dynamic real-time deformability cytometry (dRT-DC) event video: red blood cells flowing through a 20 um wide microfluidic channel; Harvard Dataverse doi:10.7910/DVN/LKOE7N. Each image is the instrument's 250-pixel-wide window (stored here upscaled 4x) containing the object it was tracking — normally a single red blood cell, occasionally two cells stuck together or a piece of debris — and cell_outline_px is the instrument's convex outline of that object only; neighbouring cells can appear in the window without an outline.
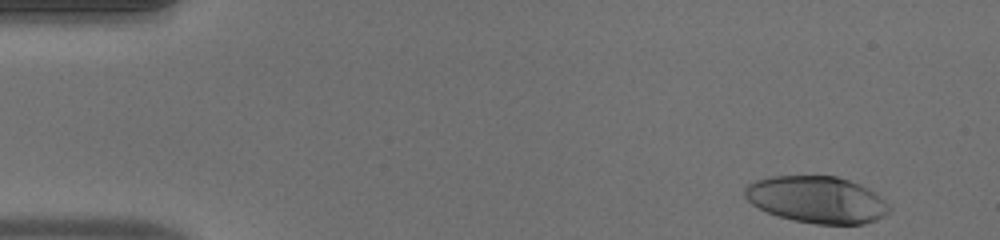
{"species": "human", "species_latin": "Homo sapiens", "temperature_condition": "warm", "stored_images_in_passage": 29, "camera_frame_rate_fps": 3000, "um_per_image_px": 0.085, "donor": {"sex": "male"}, "frame": {"image": 1, "passage_image": 1, "time_ms": 0.0, "image_size_px": [1000, 240], "cell_outline_px": [[892, 208], [884, 216], [876, 220], [864, 224], [816, 224], [792, 220], [768, 212], [752, 204], [744, 196], [744, 188], [748, 184], [756, 180], [772, 176], [836, 176], [848, 180], [868, 188], [880, 196]], "centroid_in_image_um": [69.44, 16.97], "position_along_channel_um": 15.6, "area_um2": 39.3}}
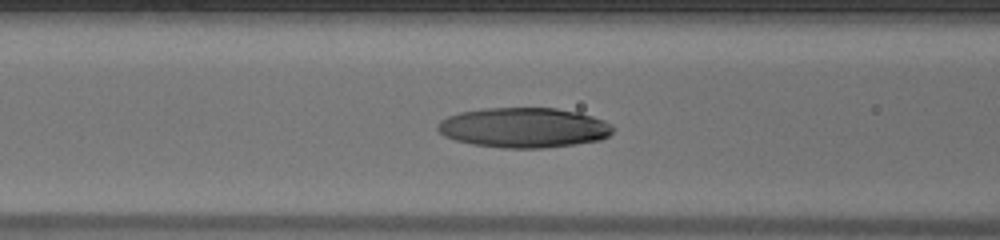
{"frame": {"image": 2, "passage_image": 18, "time_ms": 5.667, "image_size_px": [1000, 240], "cell_outline_px": [[612, 132], [608, 136], [600, 140], [576, 144], [544, 148], [504, 148], [472, 144], [456, 140], [444, 136], [436, 128], [436, 124], [440, 120], [448, 116], [460, 112], [484, 108], [556, 108], [580, 112], [604, 120], [612, 124]], "centroid_in_image_um": [44.52, 10.85], "position_along_channel_um": 122.1, "area_um2": 41.04}}
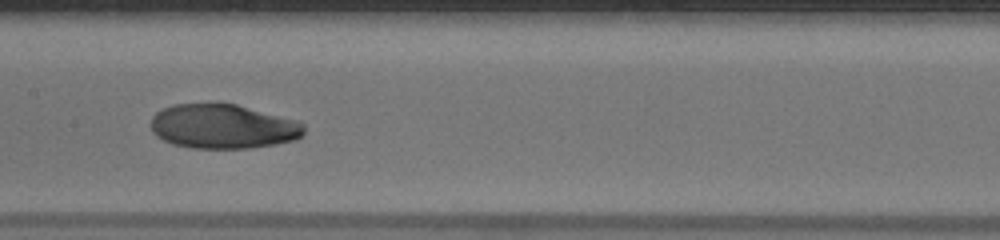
{"frame": {"image": 3, "passage_image": 23, "time_ms": 7.333, "image_size_px": [1000, 240], "cell_outline_px": [[304, 132], [296, 140], [276, 144], [248, 148], [192, 148], [172, 144], [156, 136], [152, 132], [152, 116], [160, 108], [172, 104], [212, 100], [216, 100], [236, 104], [296, 120], [304, 124]], "centroid_in_image_um": [18.9, 10.7], "position_along_channel_um": 188.5, "area_um2": 40.58}}